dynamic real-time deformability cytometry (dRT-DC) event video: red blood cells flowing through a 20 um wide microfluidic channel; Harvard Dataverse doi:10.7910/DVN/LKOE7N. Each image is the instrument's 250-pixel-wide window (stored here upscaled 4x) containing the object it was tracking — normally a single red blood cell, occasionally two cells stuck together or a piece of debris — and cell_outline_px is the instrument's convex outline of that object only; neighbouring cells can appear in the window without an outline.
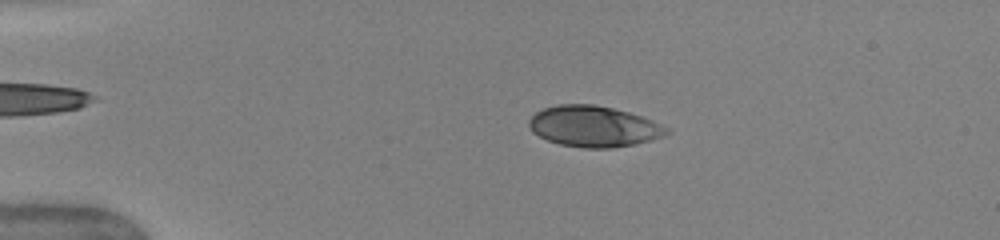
{"species": "human", "species_latin": "Homo sapiens", "temperature_condition": "warm", "stored_images_in_passage": 49, "camera_frame_rate_fps": 3000, "um_per_image_px": 0.085, "donor": {"sex": "female"}, "frame": {"image": 1, "passage_image": 10, "time_ms": 3.0, "image_size_px": [1000, 240], "cell_outline_px": [[672, 132], [664, 136], [636, 144], [612, 148], [584, 148], [560, 144], [548, 140], [532, 132], [528, 128], [528, 120], [536, 112], [544, 108], [556, 104], [592, 104], [612, 108], [628, 112], [652, 120], [668, 128]], "centroid_in_image_um": [50.46, 10.75], "position_along_channel_um": 34.5, "area_um2": 32.89}}
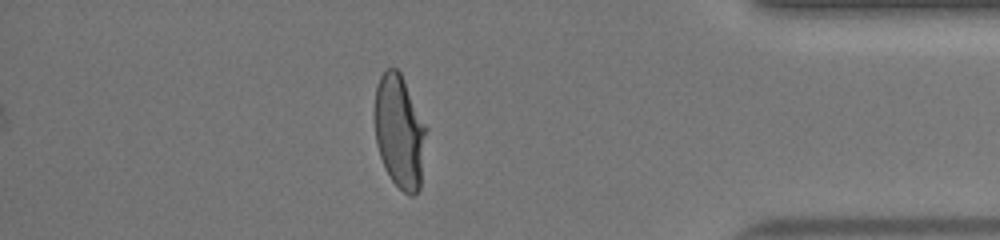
{"frame": {"image": 2, "passage_image": 43, "time_ms": 14.0, "image_size_px": [1000, 240], "cell_outline_px": [[428, 128], [420, 188], [412, 196], [408, 196], [392, 180], [384, 168], [376, 144], [372, 116], [376, 88], [380, 76], [388, 68], [396, 68], [400, 72]], "centroid_in_image_um": [33.95, 11.19], "position_along_channel_um": 401.3, "area_um2": 34.8}, "authors_computed_cell_mechanics": {"area_um2": 33.9864, "velocity_mm_per_s": 4.0794, "shape_relaxation_time_tau1_ms": 4.0063, "shape_relaxation_time_tau2_ms": null, "deformation_change_tau1": 0.1838, "deformation_change_tau2": null}}